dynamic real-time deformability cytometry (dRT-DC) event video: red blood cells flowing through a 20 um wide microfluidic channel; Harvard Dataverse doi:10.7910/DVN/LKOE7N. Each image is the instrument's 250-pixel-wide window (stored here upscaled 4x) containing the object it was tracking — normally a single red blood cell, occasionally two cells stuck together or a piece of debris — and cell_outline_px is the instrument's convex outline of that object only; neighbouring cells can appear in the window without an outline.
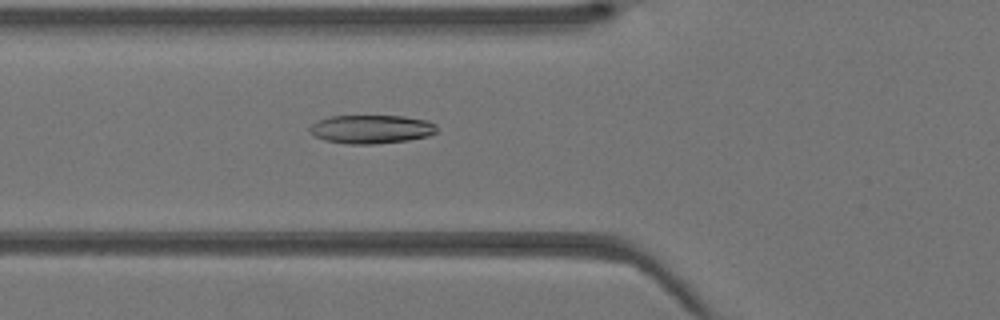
{"species": "Egyptian fruit bat (a non-hibernating species)", "species_latin": "Rousettus aegyptiacus", "temperature_condition": "warm", "stored_images_in_passage": 13, "camera_frame_rate_fps": 3000, "um_per_image_px": 0.085, "animal": {"sex": "female"}, "frame": {"image": 1, "passage_image": 7, "time_ms": 2.0, "image_size_px": [1000, 320], "cell_outline_px": [[436, 132], [428, 136], [408, 140], [376, 144], [348, 144], [324, 140], [312, 136], [308, 132], [308, 128], [312, 124], [328, 116], [404, 116], [428, 120], [436, 124]], "centroid_in_image_um": [31.53, 10.98], "position_along_channel_um": 94.3, "area_um2": 21.39}}
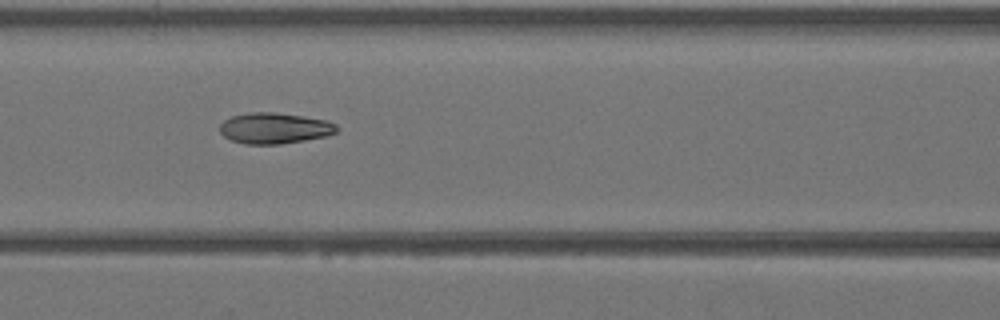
{"frame": {"image": 2, "passage_image": 10, "time_ms": 3.0, "image_size_px": [1000, 320], "cell_outline_px": [[340, 128], [336, 132], [328, 136], [280, 144], [244, 144], [232, 140], [224, 136], [220, 132], [220, 124], [224, 120], [232, 116], [248, 112], [276, 112], [328, 120], [336, 124]], "centroid_in_image_um": [23.36, 10.89], "position_along_channel_um": 143.2, "area_um2": 21.21}}
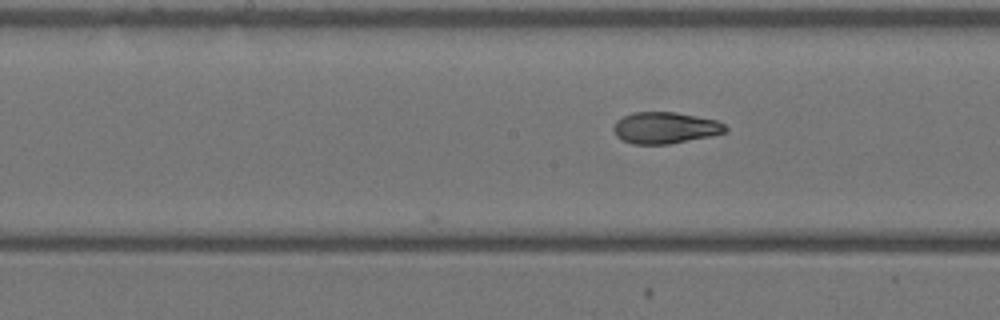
{"frame": {"image": 3, "passage_image": 13, "time_ms": 4.0, "image_size_px": [1000, 320], "cell_outline_px": [[728, 132], [712, 136], [668, 144], [632, 144], [616, 136], [612, 128], [616, 120], [632, 112], [676, 112], [716, 120], [724, 124], [728, 128]], "centroid_in_image_um": [56.54, 10.86], "position_along_channel_um": 191.7, "area_um2": 20.63}}